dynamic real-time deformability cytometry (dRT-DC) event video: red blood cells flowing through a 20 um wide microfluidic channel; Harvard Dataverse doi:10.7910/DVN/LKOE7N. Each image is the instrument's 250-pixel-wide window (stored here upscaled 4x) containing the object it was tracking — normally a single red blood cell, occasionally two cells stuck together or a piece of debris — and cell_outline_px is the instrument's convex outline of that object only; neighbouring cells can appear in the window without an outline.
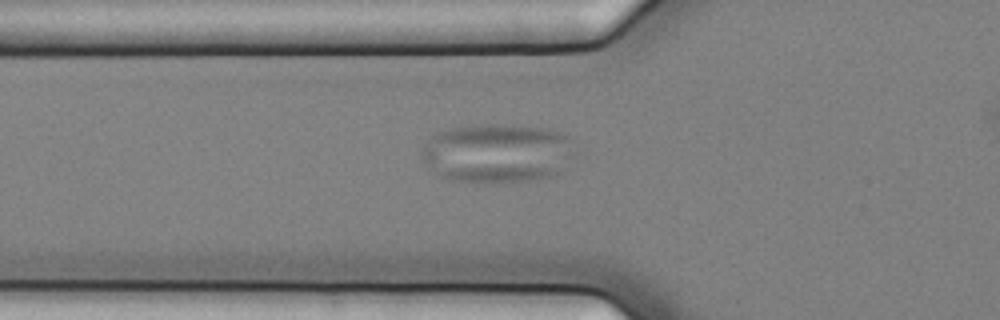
{"species": "common noctule bat (a hibernating species)", "species_latin": "Nyctalus noctula", "temperature_condition": "cold", "stored_images_in_passage": 35, "segment_of_instrument_passage": [1, 2], "camera_frame_rate_fps": 3000, "um_per_image_px": 0.085, "animal": {"sex": "female", "body_mass_g": 25.1}, "frame": {"image": 1, "passage_image": 4, "time_ms": 1.0, "image_size_px": [1000, 320], "cell_outline_px": [[576, 156], [556, 176], [504, 184], [492, 184], [448, 180], [440, 176], [428, 168], [420, 156], [420, 152], [424, 144], [432, 136], [440, 132], [452, 128], [468, 124], [512, 124], [548, 128], [560, 132], [568, 136]], "centroid_in_image_um": [42.28, 13.03], "position_along_channel_um": 83.5, "area_um2": 54.39}}
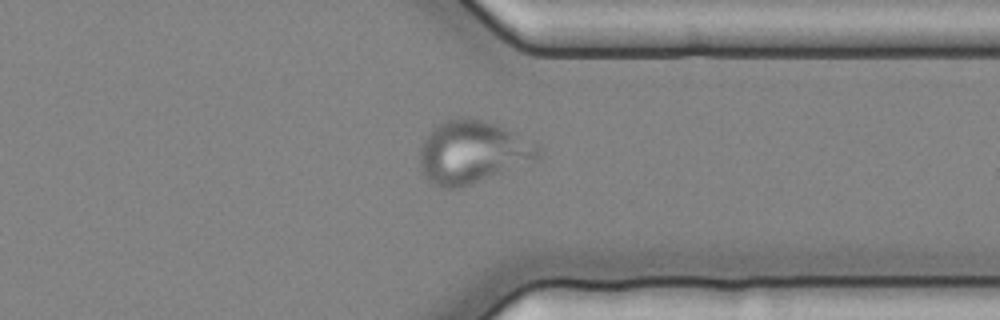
{"frame": {"image": 2, "passage_image": 28, "time_ms": 9.0, "image_size_px": [1000, 320], "cell_outline_px": [[540, 156], [500, 172], [468, 184], [456, 188], [444, 188], [428, 180], [420, 168], [420, 148], [424, 140], [432, 128], [436, 124], [444, 120], [456, 116], [468, 116], [484, 120], [496, 124], [540, 144]], "centroid_in_image_um": [40.1, 12.86], "position_along_channel_um": 371.3, "area_um2": 42.6}}